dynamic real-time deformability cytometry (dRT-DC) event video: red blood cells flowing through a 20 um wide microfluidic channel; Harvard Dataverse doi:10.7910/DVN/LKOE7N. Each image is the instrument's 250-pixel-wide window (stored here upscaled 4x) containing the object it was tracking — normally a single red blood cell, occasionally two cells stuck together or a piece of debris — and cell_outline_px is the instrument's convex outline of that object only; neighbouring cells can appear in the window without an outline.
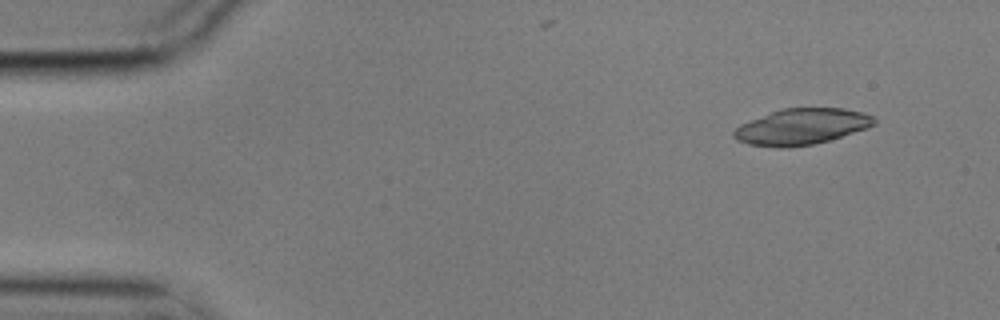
{"species": "common noctule bat (a hibernating species)", "species_latin": "Nyctalus noctula", "temperature_condition": "cold", "stored_images_in_passage": 4, "camera_frame_rate_fps": 3000, "um_per_image_px": 0.085, "animal": {"sex": "male", "body_mass_g": 17.9}, "frame": {"image": 1, "passage_image": 1, "time_ms": 0.0, "image_size_px": [1000, 320], "cell_outline_px": [[876, 124], [868, 128], [828, 140], [812, 144], [788, 148], [780, 148], [748, 144], [736, 140], [732, 136], [732, 132], [740, 124], [772, 112], [784, 108], [844, 108], [860, 112], [872, 116], [876, 120]], "centroid_in_image_um": [68.12, 10.77], "position_along_channel_um": 16.9, "area_um2": 29.3}}